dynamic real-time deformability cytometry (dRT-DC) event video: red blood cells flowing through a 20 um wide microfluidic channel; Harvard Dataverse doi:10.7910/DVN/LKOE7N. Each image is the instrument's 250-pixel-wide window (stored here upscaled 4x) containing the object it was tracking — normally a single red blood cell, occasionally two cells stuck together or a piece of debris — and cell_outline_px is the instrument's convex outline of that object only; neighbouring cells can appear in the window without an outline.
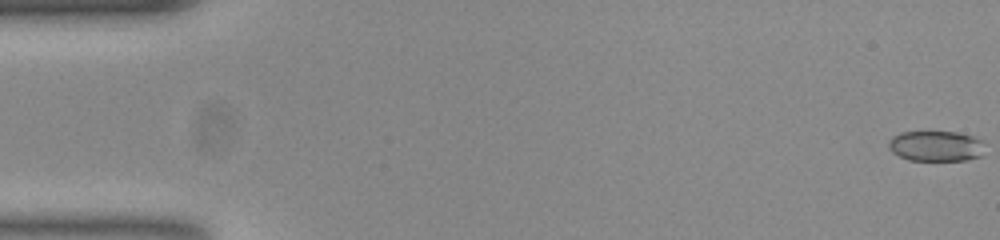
{"species": "common noctule bat (a hibernating species)", "species_latin": "Nyctalus noctula", "temperature_condition": "room temperature", "stored_images_in_passage": 55, "camera_frame_rate_fps": 3000, "um_per_image_px": 0.085, "animal": {"sex": "female", "body_mass_g": 23.0, "forearm_length_mm": 53.4}, "frame": {"image": 1, "passage_image": 1, "time_ms": 0.0, "image_size_px": [1000, 240], "cell_outline_px": [[980, 156], [964, 160], [908, 160], [892, 152], [888, 148], [888, 140], [892, 136], [900, 132], [956, 132], [972, 136], [980, 140]], "centroid_in_image_um": [79.44, 12.41], "position_along_channel_um": 5.6, "area_um2": 16.76}}
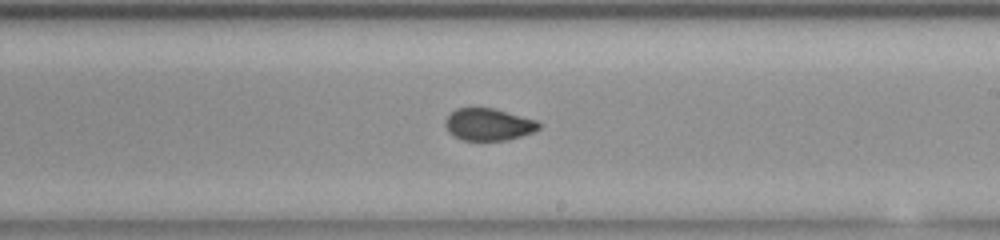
{"frame": {"image": 2, "passage_image": 32, "time_ms": 10.333, "image_size_px": [1000, 240], "cell_outline_px": [[540, 128], [532, 132], [508, 140], [460, 140], [452, 136], [448, 132], [444, 124], [448, 116], [456, 108], [492, 108], [536, 120], [540, 124]], "centroid_in_image_um": [41.48, 10.59], "position_along_channel_um": 247.5, "area_um2": 17.4}}
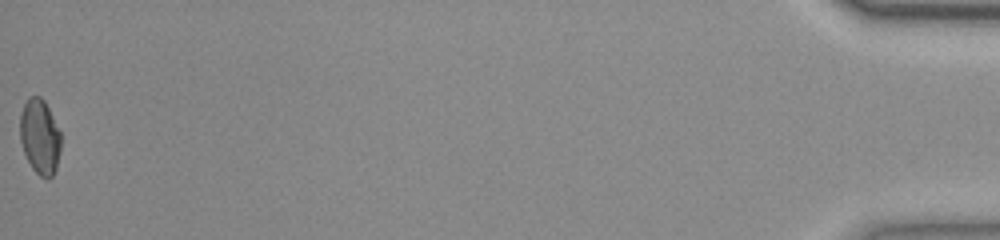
{"frame": {"image": 3, "passage_image": 55, "time_ms": 18.0, "image_size_px": [1000, 240], "cell_outline_px": [[60, 152], [56, 168], [52, 176], [48, 180], [40, 176], [32, 168], [24, 152], [20, 140], [20, 116], [24, 104], [28, 96], [40, 96], [44, 100], [60, 132]], "centroid_in_image_um": [3.38, 11.62], "position_along_channel_um": 431.8, "area_um2": 17.8}, "authors_computed_cell_mechanics": {"area_um2": 18.0914, "velocity_mm_per_s": 3.7752, "shape_relaxation_time_tau1_ms": null, "shape_relaxation_time_tau2_ms": 0.943, "deformation_change_tau1": null, "deformation_change_tau2": 0.0552}}